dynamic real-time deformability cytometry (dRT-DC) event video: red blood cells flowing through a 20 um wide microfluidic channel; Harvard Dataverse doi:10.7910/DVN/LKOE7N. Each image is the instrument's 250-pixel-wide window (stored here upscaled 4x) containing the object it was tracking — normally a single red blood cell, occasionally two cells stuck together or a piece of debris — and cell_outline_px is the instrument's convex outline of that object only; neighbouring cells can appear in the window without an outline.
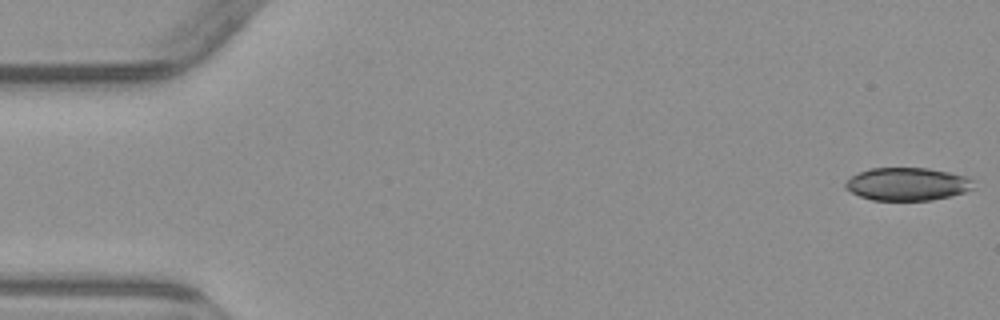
{"species": "common noctule bat (a hibernating species)", "species_latin": "Nyctalus noctula", "temperature_condition": "warm", "stored_images_in_passage": 5, "segment_of_instrument_passage": [1, 2], "camera_frame_rate_fps": 3000, "um_per_image_px": 0.085, "animal": {"sex": "male", "body_mass_g": 23.1, "forearm_length_mm": 52.7}, "frame": {"image": 1, "passage_image": 1, "time_ms": 0.0, "image_size_px": [1000, 320], "cell_outline_px": [[972, 188], [964, 192], [932, 200], [872, 200], [860, 196], [844, 188], [844, 184], [852, 176], [868, 168], [928, 168], [968, 176], [972, 180]], "centroid_in_image_um": [77.1, 15.64], "position_along_channel_um": 7.9, "area_um2": 24.39}}
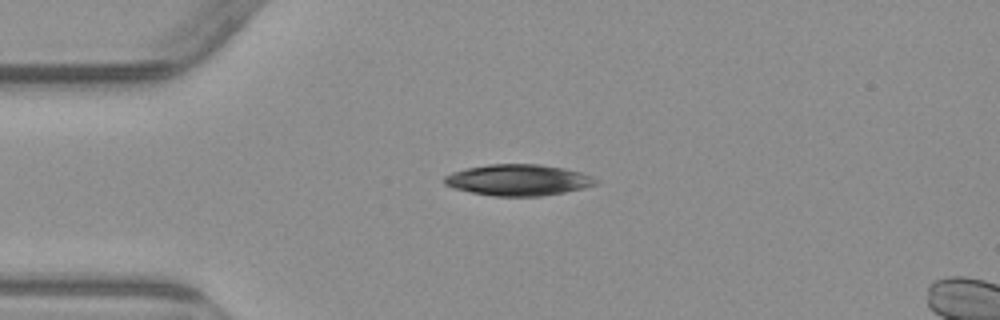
{"frame": {"image": 2, "passage_image": 4, "time_ms": 4.0, "image_size_px": [1000, 320], "cell_outline_px": [[600, 180], [596, 184], [584, 188], [564, 192], [540, 196], [492, 196], [452, 188], [444, 184], [444, 176], [452, 172], [468, 168], [488, 164], [540, 164], [564, 168], [580, 172], [592, 176]], "centroid_in_image_um": [44.05, 15.3], "position_along_channel_um": 40.9, "area_um2": 27.57}}